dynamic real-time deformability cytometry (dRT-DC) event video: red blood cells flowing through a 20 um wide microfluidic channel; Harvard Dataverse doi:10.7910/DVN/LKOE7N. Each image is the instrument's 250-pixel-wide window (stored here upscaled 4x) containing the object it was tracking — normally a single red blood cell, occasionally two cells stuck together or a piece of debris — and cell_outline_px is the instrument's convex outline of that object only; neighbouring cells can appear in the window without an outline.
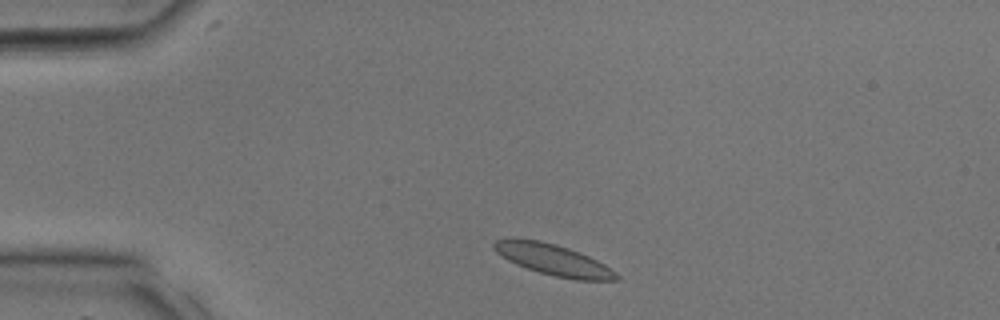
{"species": "common noctule bat (a hibernating species)", "species_latin": "Nyctalus noctula", "temperature_condition": "room temperature", "stored_images_in_passage": 30, "camera_frame_rate_fps": 3000, "um_per_image_px": 0.085, "animal": {"sex": "male", "body_mass_g": 17.9, "forearm_length_mm": 54.2}, "frame": {"image": 1, "passage_image": 2, "time_ms": 0.333, "image_size_px": [1000, 320], "cell_outline_px": [[620, 280], [576, 280], [556, 276], [540, 272], [516, 264], [508, 260], [496, 252], [492, 244], [496, 240], [540, 240], [556, 244], [580, 252], [604, 264], [616, 272], [620, 276]], "centroid_in_image_um": [47.09, 22.1], "position_along_channel_um": 37.9, "area_um2": 21.68}}
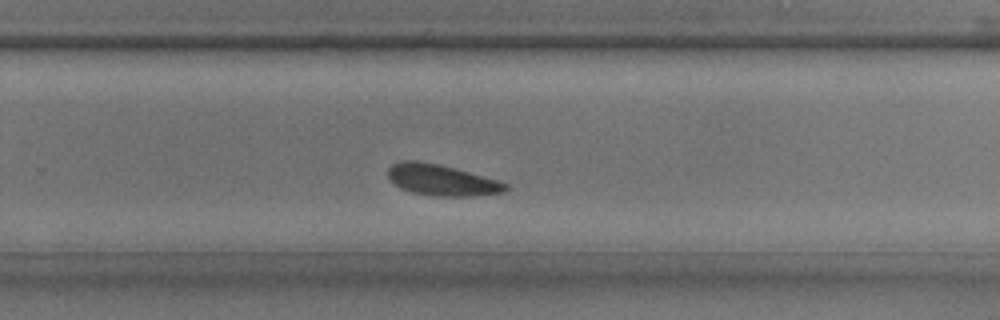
{"frame": {"image": 2, "passage_image": 18, "time_ms": 5.667, "image_size_px": [1000, 320], "cell_outline_px": [[508, 188], [504, 192], [472, 196], [436, 196], [412, 192], [400, 188], [388, 176], [388, 168], [392, 164], [400, 160], [416, 160], [440, 164], [456, 168], [500, 180], [508, 184]], "centroid_in_image_um": [37.56, 15.29], "position_along_channel_um": 292.2, "area_um2": 21.44}}
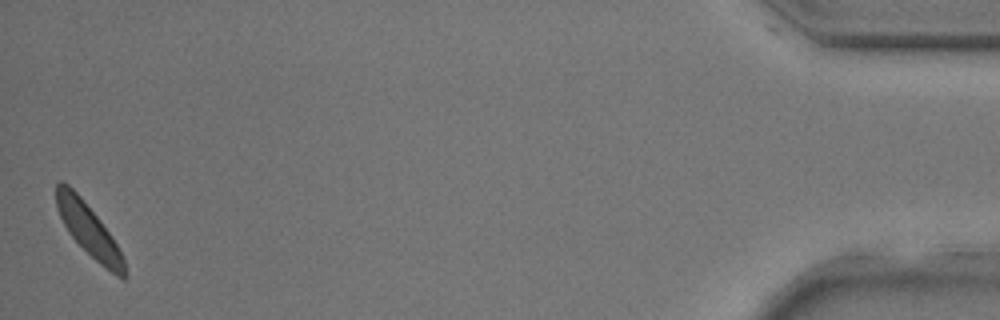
{"frame": {"image": 3, "passage_image": 30, "time_ms": 9.667, "image_size_px": [1000, 320], "cell_outline_px": [[128, 276], [124, 280], [100, 264], [68, 232], [56, 208], [56, 184], [60, 180], [68, 184], [80, 196], [100, 220], [112, 236], [124, 260]], "centroid_in_image_um": [7.54, 19.53], "position_along_channel_um": 427.7, "area_um2": 20.29}}